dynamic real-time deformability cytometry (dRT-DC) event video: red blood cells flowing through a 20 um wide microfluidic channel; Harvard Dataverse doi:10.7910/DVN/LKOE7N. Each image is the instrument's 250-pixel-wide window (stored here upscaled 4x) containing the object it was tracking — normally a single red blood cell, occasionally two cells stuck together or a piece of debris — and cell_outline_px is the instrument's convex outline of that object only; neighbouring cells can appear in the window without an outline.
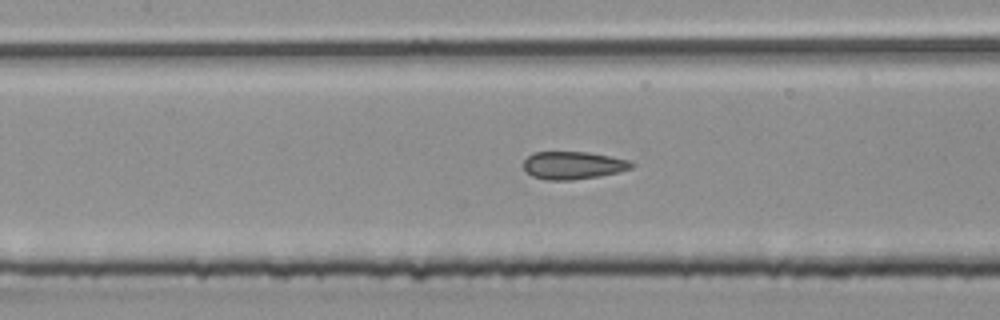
{"species": "common noctule bat (a hibernating species)", "species_latin": "Nyctalus noctula", "temperature_condition": "room temperature", "stored_images_in_passage": 12, "camera_frame_rate_fps": 3000, "um_per_image_px": 0.085, "animal": {"sex": "male", "body_mass_g": 20.4}, "frame": {"image": 1, "passage_image": 10, "time_ms": 3.0, "image_size_px": [1000, 320], "cell_outline_px": [[636, 164], [632, 168], [600, 176], [572, 180], [548, 180], [532, 176], [524, 168], [524, 160], [528, 156], [536, 152], [588, 152], [612, 156], [628, 160]], "centroid_in_image_um": [48.74, 14.05], "position_along_channel_um": 158.7, "area_um2": 17.4}}